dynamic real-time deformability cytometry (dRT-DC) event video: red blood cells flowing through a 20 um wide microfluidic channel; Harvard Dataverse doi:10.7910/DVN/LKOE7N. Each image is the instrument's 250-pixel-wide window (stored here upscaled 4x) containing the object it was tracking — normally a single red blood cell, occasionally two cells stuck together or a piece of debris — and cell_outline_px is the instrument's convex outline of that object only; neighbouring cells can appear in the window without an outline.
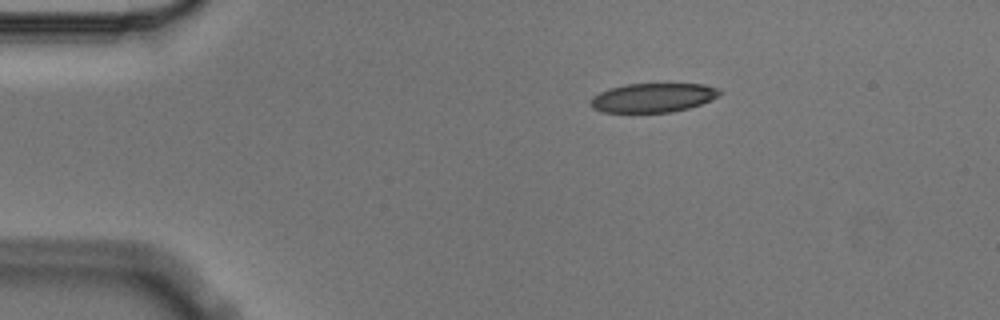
{"species": "Egyptian fruit bat (a non-hibernating species)", "species_latin": "Rousettus aegyptiacus", "temperature_condition": "cold", "stored_images_in_passage": 13, "camera_frame_rate_fps": 3000, "um_per_image_px": 0.085, "animal": {"sex": "male"}, "frame": {"image": 1, "passage_image": 1, "time_ms": 0.0, "image_size_px": [1000, 320], "cell_outline_px": [[724, 92], [720, 96], [700, 104], [688, 108], [672, 112], [604, 112], [592, 108], [592, 96], [608, 88], [624, 84], [704, 84], [720, 88]], "centroid_in_image_um": [55.55, 8.29], "position_along_channel_um": 29.5, "area_um2": 21.96}}
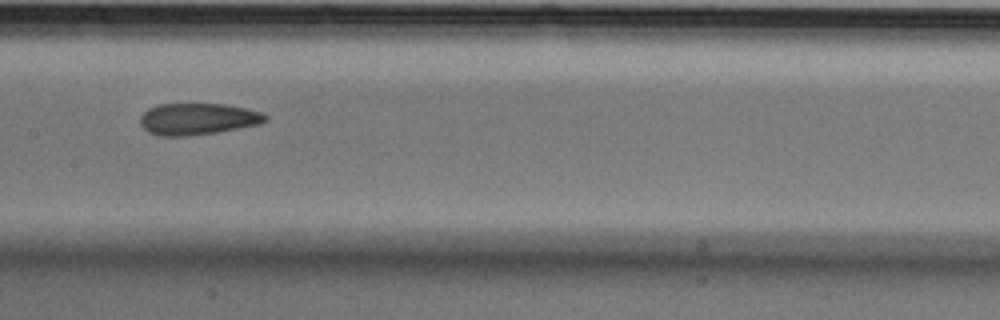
{"frame": {"image": 2, "passage_image": 6, "time_ms": 1.667, "image_size_px": [1000, 320], "cell_outline_px": [[268, 120], [260, 124], [216, 132], [188, 136], [164, 136], [148, 132], [140, 124], [140, 116], [148, 108], [156, 104], [224, 104], [248, 108], [260, 112], [268, 116]], "centroid_in_image_um": [16.81, 10.1], "position_along_channel_um": 190.6, "area_um2": 23.12}}
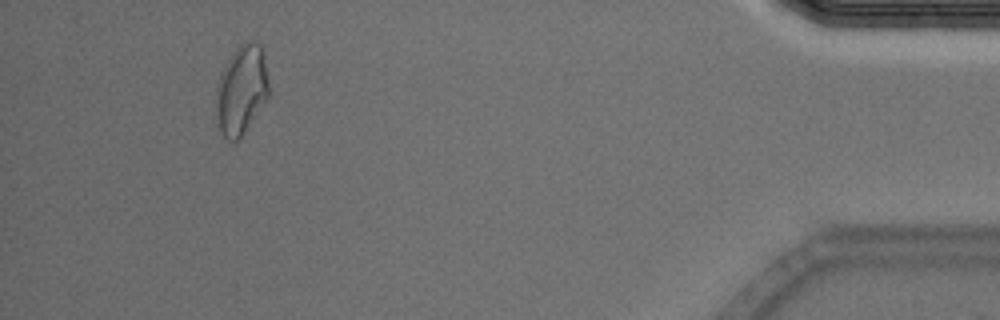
{"frame": {"image": 3, "passage_image": 12, "time_ms": 3.667, "image_size_px": [1000, 320], "cell_outline_px": [[268, 96], [240, 140], [228, 140], [220, 132], [216, 124], [216, 84], [220, 72], [232, 52], [244, 40], [248, 40], [260, 44], [268, 80]], "centroid_in_image_um": [20.47, 7.66], "position_along_channel_um": 414.7, "area_um2": 27.57}}